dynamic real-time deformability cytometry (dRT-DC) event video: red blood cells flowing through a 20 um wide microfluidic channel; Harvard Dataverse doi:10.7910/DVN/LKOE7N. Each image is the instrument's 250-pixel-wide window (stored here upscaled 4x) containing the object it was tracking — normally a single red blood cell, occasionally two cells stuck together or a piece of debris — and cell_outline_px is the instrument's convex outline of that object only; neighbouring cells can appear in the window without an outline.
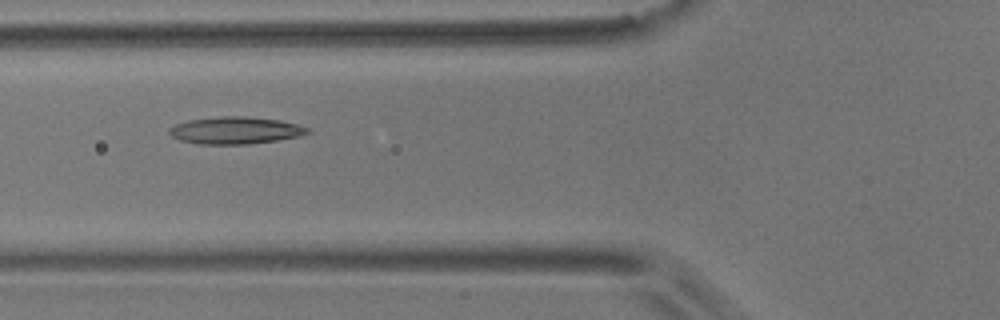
{"species": "common noctule bat (a hibernating species)", "species_latin": "Nyctalus noctula", "temperature_condition": "room temperature", "stored_images_in_passage": 9, "camera_frame_rate_fps": 3000, "um_per_image_px": 0.085, "animal": {"sex": "male", "body_mass_g": 17.9}, "frame": {"image": 1, "passage_image": 6, "time_ms": 1.667, "image_size_px": [1000, 320], "cell_outline_px": [[312, 132], [300, 136], [276, 140], [248, 144], [200, 144], [180, 140], [172, 136], [168, 132], [168, 128], [176, 124], [188, 120], [220, 116], [248, 116], [280, 120], [296, 124], [308, 128]], "centroid_in_image_um": [20.0, 11.07], "position_along_channel_um": 105.8, "area_um2": 21.91}}
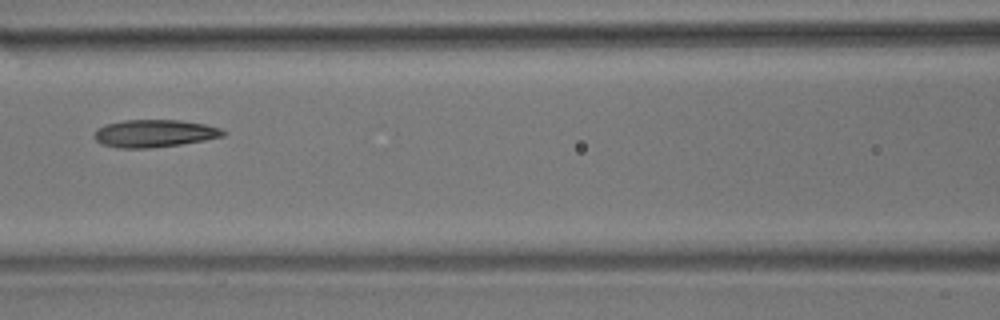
{"frame": {"image": 2, "passage_image": 7, "time_ms": 2.0, "image_size_px": [1000, 320], "cell_outline_px": [[228, 132], [224, 136], [204, 140], [180, 144], [148, 148], [120, 148], [104, 144], [96, 140], [92, 136], [96, 128], [104, 124], [124, 120], [180, 120], [204, 124], [220, 128]], "centroid_in_image_um": [13.1, 11.33], "position_along_channel_um": 153.5, "area_um2": 20.69}}
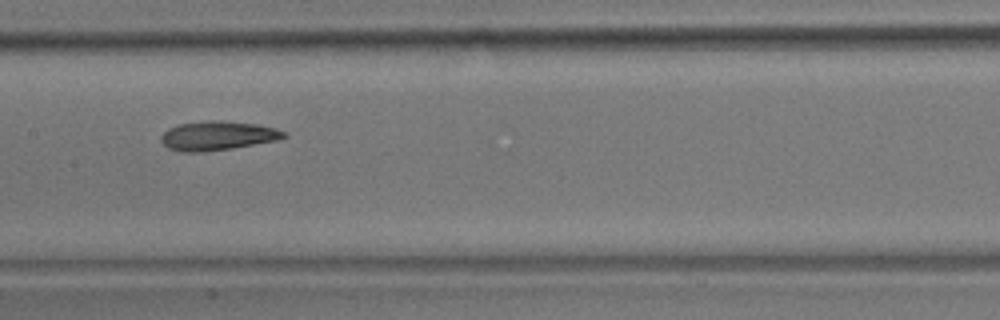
{"frame": {"image": 3, "passage_image": 8, "time_ms": 2.333, "image_size_px": [1000, 320], "cell_outline_px": [[288, 136], [276, 140], [232, 148], [200, 152], [180, 152], [168, 148], [160, 140], [160, 136], [168, 128], [180, 124], [208, 120], [216, 120], [256, 124], [276, 128], [284, 132]], "centroid_in_image_um": [18.46, 11.53], "position_along_channel_um": 188.9, "area_um2": 20.69}}